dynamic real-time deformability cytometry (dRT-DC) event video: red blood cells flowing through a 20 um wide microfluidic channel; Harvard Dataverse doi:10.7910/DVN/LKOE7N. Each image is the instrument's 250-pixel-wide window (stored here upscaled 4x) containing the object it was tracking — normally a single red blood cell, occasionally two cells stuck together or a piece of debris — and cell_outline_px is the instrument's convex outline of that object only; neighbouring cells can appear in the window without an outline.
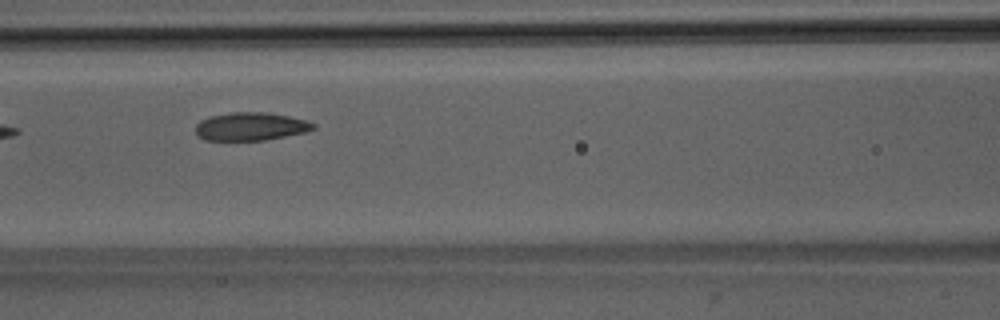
{"species": "Egyptian fruit bat (a non-hibernating species)", "species_latin": "Rousettus aegyptiacus", "temperature_condition": "room temperature", "stored_images_in_passage": 6, "camera_frame_rate_fps": 3000, "um_per_image_px": 0.085, "animal": {"sex": "male"}, "frame": {"image": 1, "passage_image": 4, "time_ms": 3.333, "image_size_px": [1000, 320], "cell_outline_px": [[316, 128], [304, 132], [264, 140], [204, 140], [196, 136], [196, 124], [200, 120], [208, 116], [232, 112], [268, 112], [308, 120], [316, 124]], "centroid_in_image_um": [21.28, 10.74], "position_along_channel_um": 145.3, "area_um2": 19.42}}